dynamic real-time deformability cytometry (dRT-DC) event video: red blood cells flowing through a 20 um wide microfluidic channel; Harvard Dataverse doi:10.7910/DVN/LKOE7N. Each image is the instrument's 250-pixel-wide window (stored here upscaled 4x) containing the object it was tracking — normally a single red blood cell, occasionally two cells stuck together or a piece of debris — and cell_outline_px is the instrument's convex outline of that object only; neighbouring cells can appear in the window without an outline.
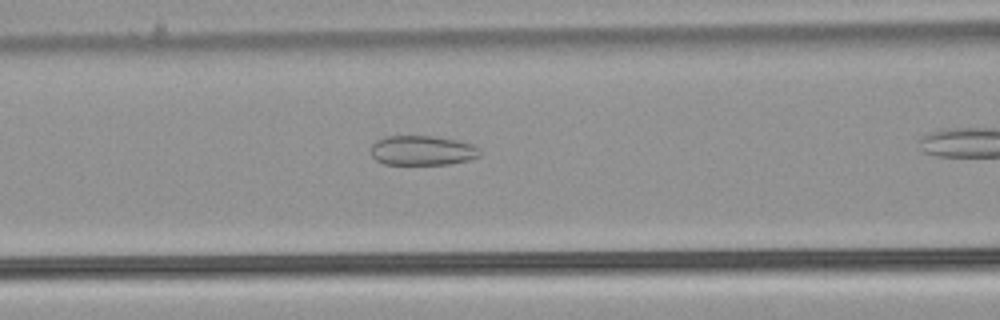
{"species": "common noctule bat (a hibernating species)", "species_latin": "Nyctalus noctula", "temperature_condition": "warm", "stored_images_in_passage": 24, "camera_frame_rate_fps": 3000, "um_per_image_px": 0.085, "animal": {"sex": "male", "body_mass_g": 21.5, "forearm_length_mm": 52.0}, "frame": {"image": 1, "passage_image": 14, "time_ms": 4.333, "image_size_px": [1000, 320], "cell_outline_px": [[480, 156], [468, 160], [448, 164], [384, 164], [376, 160], [372, 156], [372, 144], [376, 140], [384, 136], [432, 136], [460, 140], [476, 144], [480, 148]], "centroid_in_image_um": [35.94, 12.78], "position_along_channel_um": 130.7, "area_um2": 19.07}}
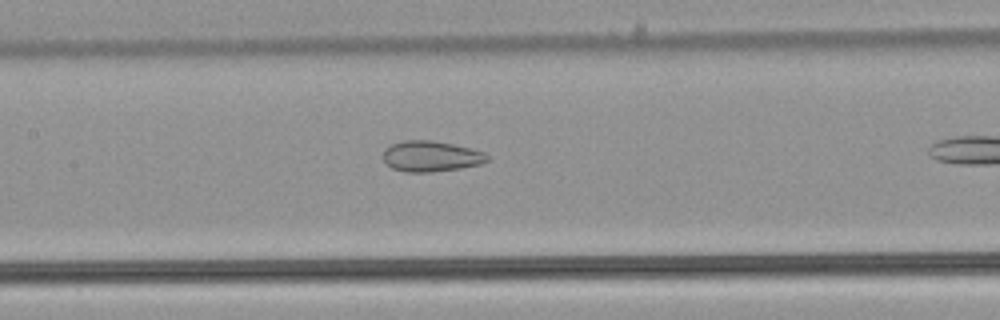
{"frame": {"image": 2, "passage_image": 17, "time_ms": 5.333, "image_size_px": [1000, 320], "cell_outline_px": [[488, 160], [480, 164], [460, 168], [428, 172], [404, 172], [392, 168], [384, 160], [384, 148], [392, 144], [404, 140], [432, 140], [452, 144], [484, 152], [488, 156]], "centroid_in_image_um": [36.61, 13.28], "position_along_channel_um": 170.8, "area_um2": 18.44}}